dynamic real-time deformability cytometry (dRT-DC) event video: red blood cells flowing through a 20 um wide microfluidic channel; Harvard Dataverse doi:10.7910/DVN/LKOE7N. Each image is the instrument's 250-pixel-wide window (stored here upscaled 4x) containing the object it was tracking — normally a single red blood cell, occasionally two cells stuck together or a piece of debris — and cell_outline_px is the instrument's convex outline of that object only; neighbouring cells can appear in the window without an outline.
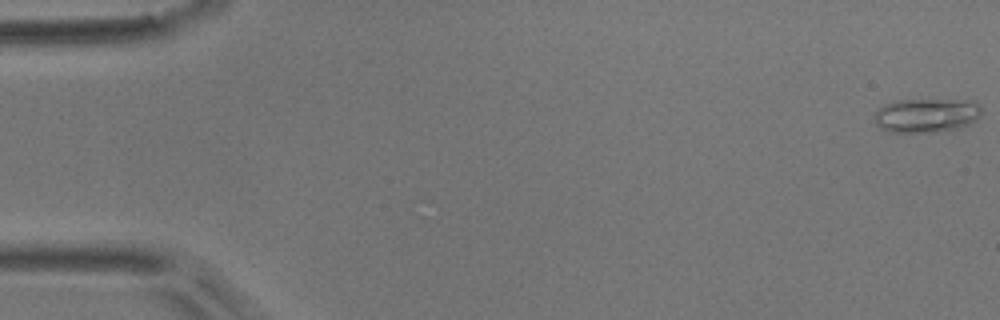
{"species": "common noctule bat (a hibernating species)", "species_latin": "Nyctalus noctula", "temperature_condition": "room temperature", "stored_images_in_passage": 55, "camera_frame_rate_fps": 3000, "um_per_image_px": 0.085, "animal": {"sex": "male", "body_mass_g": 17.9}, "frame": {"image": 1, "passage_image": 1, "time_ms": 0.0, "image_size_px": [1000, 320], "cell_outline_px": [[980, 116], [976, 120], [960, 128], [936, 132], [892, 132], [880, 128], [876, 124], [876, 112], [884, 104], [896, 100], [976, 100], [980, 104]], "centroid_in_image_um": [78.78, 9.8], "position_along_channel_um": 6.2, "area_um2": 21.33}}
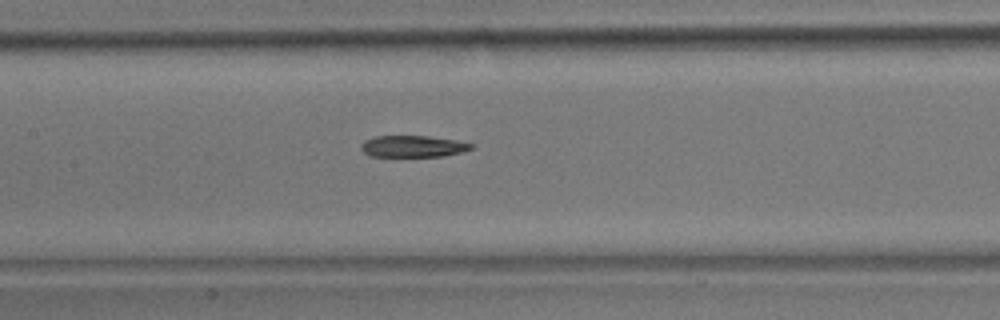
{"frame": {"image": 2, "passage_image": 26, "time_ms": 8.333, "image_size_px": [1000, 320], "cell_outline_px": [[472, 148], [460, 152], [444, 156], [368, 156], [360, 148], [360, 144], [364, 140], [372, 136], [428, 136], [456, 140], [472, 144]], "centroid_in_image_um": [35.03, 12.43], "position_along_channel_um": 172.4, "area_um2": 13.81}}
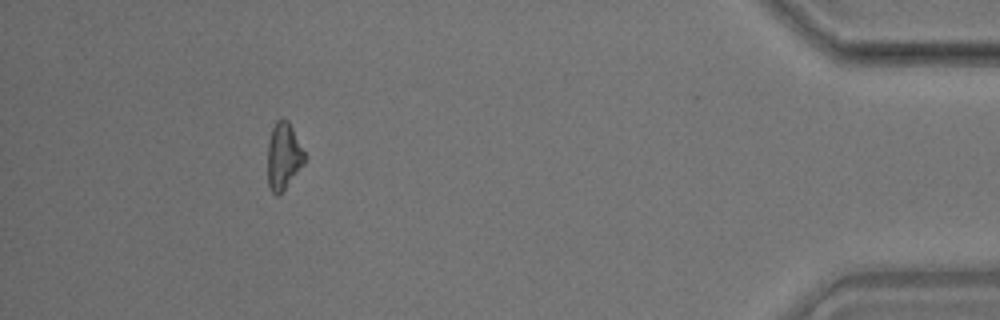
{"frame": {"image": 3, "passage_image": 50, "time_ms": 16.333, "image_size_px": [1000, 320], "cell_outline_px": [[308, 156], [304, 164], [284, 188], [276, 196], [268, 188], [268, 144], [272, 128], [276, 120], [284, 116], [288, 120]], "centroid_in_image_um": [24.12, 13.22], "position_along_channel_um": 411.1, "area_um2": 14.57}}